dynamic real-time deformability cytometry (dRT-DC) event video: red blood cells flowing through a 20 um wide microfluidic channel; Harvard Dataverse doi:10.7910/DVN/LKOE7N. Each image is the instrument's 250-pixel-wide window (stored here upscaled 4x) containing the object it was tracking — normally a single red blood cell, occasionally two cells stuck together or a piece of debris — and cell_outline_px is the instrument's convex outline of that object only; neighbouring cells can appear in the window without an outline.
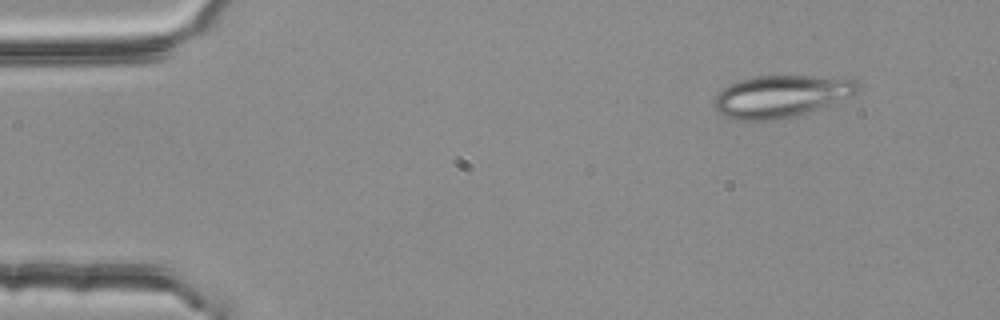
{"species": "common noctule bat (a hibernating species)", "species_latin": "Nyctalus noctula", "temperature_condition": "room temperature", "stored_images_in_passage": 3, "camera_frame_rate_fps": 3000, "um_per_image_px": 0.085, "animal": {"sex": "female", "body_mass_g": 25.1}, "frame": {"image": 1, "passage_image": 1, "time_ms": 0.0, "image_size_px": [1000, 320], "cell_outline_px": [[856, 92], [848, 96], [828, 104], [796, 116], [772, 120], [736, 120], [724, 116], [716, 108], [716, 96], [728, 84], [740, 80], [756, 76], [808, 76], [856, 80]], "centroid_in_image_um": [66.31, 8.19], "position_along_channel_um": 18.7, "area_um2": 34.16}}